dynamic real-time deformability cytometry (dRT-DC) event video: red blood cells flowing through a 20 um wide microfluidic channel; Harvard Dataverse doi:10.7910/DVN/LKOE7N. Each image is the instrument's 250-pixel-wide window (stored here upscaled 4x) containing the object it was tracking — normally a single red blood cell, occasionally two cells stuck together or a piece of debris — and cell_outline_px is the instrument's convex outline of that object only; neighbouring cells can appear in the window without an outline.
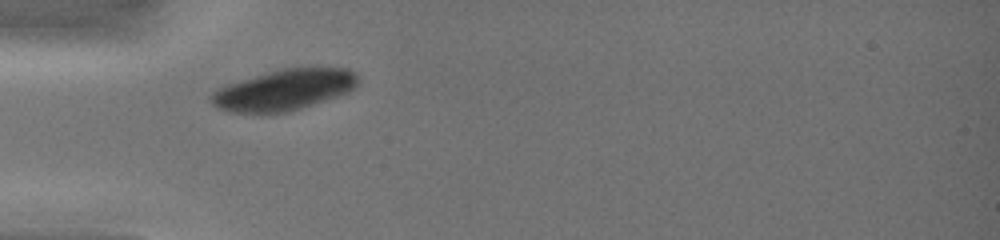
{"species": "common noctule bat (a hibernating species)", "species_latin": "Nyctalus noctula", "temperature_condition": "warm", "stored_images_in_passage": 44, "camera_frame_rate_fps": 3000, "um_per_image_px": 0.085, "animal": {"sex": "female", "body_mass_g": 19.0, "forearm_length_mm": 51.5}, "frame": {"image": 1, "passage_image": 1, "time_ms": 0.0, "image_size_px": [1000, 240], "cell_outline_px": [[360, 76], [356, 88], [348, 92], [288, 112], [260, 116], [256, 116], [228, 112], [216, 108], [208, 100], [208, 96], [216, 88], [228, 84], [280, 68], [308, 64], [348, 68], [356, 72]], "centroid_in_image_um": [24.14, 7.63], "position_along_channel_um": 60.9, "area_um2": 36.88}}
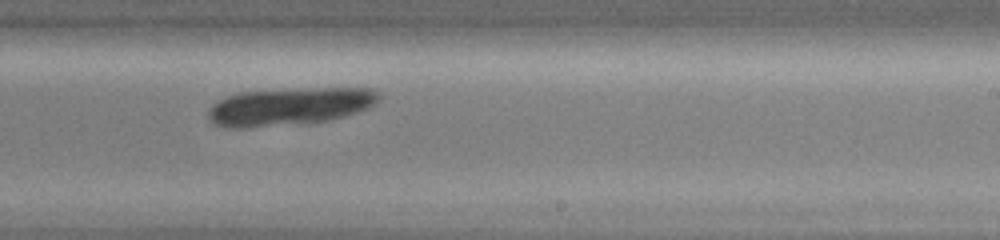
{"frame": {"image": 2, "passage_image": 27, "time_ms": 5.0, "image_size_px": [1000, 240], "cell_outline_px": [[380, 96], [368, 108], [332, 120], [308, 124], [248, 128], [224, 128], [212, 124], [208, 120], [208, 112], [212, 104], [228, 96], [240, 92], [324, 88], [368, 88], [376, 92]], "centroid_in_image_um": [24.54, 9.09], "position_along_channel_um": 264.5, "area_um2": 37.57}}
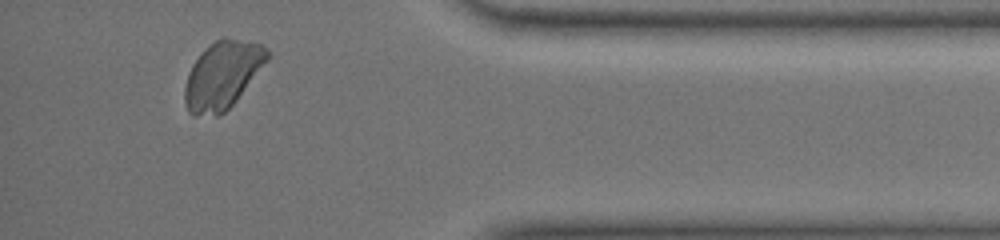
{"frame": {"image": 3, "passage_image": 41, "time_ms": 9.0, "image_size_px": [1000, 240], "cell_outline_px": [[272, 52], [268, 60], [236, 100], [220, 116], [192, 116], [188, 112], [184, 100], [184, 88], [188, 72], [192, 64], [200, 52], [204, 48], [216, 40], [224, 36], [260, 44], [268, 48]], "centroid_in_image_um": [18.89, 6.37], "position_along_channel_um": 416.3, "area_um2": 32.83}}